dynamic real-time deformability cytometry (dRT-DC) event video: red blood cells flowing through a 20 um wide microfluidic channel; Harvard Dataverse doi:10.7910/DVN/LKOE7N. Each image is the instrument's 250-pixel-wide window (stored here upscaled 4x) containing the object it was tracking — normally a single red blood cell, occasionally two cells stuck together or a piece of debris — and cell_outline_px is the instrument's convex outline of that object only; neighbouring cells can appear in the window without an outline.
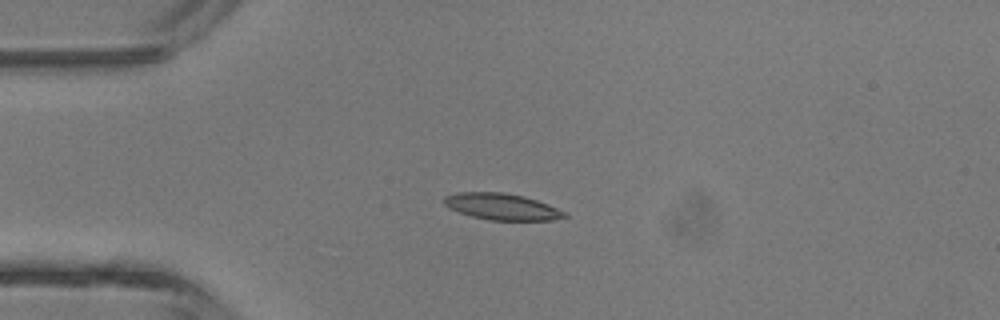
{"species": "common noctule bat (a hibernating species)", "species_latin": "Nyctalus noctula", "temperature_condition": "room temperature", "stored_images_in_passage": 6, "camera_frame_rate_fps": 3000, "um_per_image_px": 0.085, "animal": {"sex": "male", "body_mass_g": 13.3}, "frame": {"image": 1, "passage_image": 4, "time_ms": 3.333, "image_size_px": [1000, 320], "cell_outline_px": [[568, 216], [552, 220], [488, 220], [472, 216], [448, 208], [444, 204], [444, 196], [456, 192], [504, 192], [524, 196], [548, 204], [564, 212]], "centroid_in_image_um": [42.62, 17.56], "position_along_channel_um": 42.4, "area_um2": 18.5}}
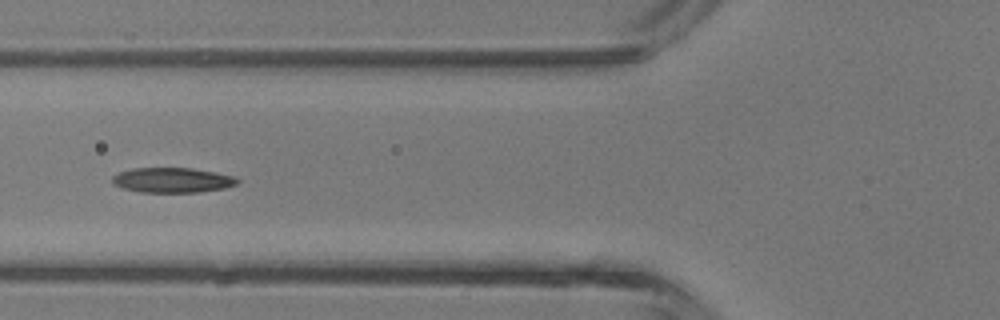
{"frame": {"image": 2, "passage_image": 6, "time_ms": 5.333, "image_size_px": [1000, 320], "cell_outline_px": [[240, 180], [236, 184], [224, 188], [200, 192], [140, 192], [120, 188], [112, 184], [112, 176], [120, 172], [132, 168], [192, 168], [216, 172], [236, 176]], "centroid_in_image_um": [14.64, 15.31], "position_along_channel_um": 111.2, "area_um2": 18.38}}